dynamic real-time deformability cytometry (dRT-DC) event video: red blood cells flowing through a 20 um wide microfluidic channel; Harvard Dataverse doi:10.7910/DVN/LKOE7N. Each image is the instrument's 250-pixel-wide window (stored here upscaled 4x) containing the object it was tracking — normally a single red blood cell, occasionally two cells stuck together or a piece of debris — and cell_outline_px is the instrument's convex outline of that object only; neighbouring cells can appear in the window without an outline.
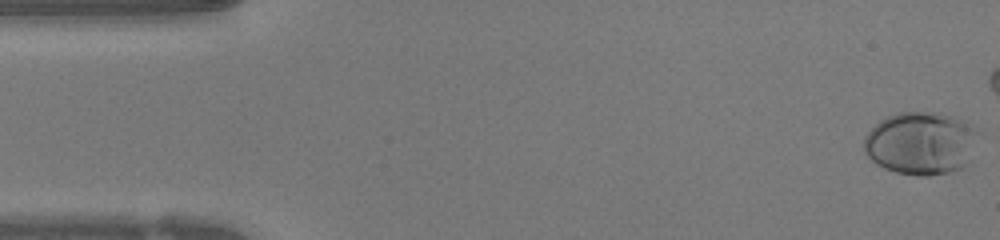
{"species": "human", "species_latin": "Homo sapiens", "temperature_condition": "warm", "stored_images_in_passage": 39, "camera_frame_rate_fps": 3000, "um_per_image_px": 0.085, "donor": {"sex": "female"}, "frame": {"image": 1, "passage_image": 1, "time_ms": 0.0, "image_size_px": [1000, 240], "cell_outline_px": [[976, 132], [964, 168], [948, 172], [928, 176], [920, 176], [896, 172], [884, 168], [876, 164], [864, 152], [864, 136], [880, 120], [888, 116], [900, 112], [932, 112], [952, 116], [964, 120]], "centroid_in_image_um": [78.19, 12.18], "position_along_channel_um": 6.8, "area_um2": 41.15}}
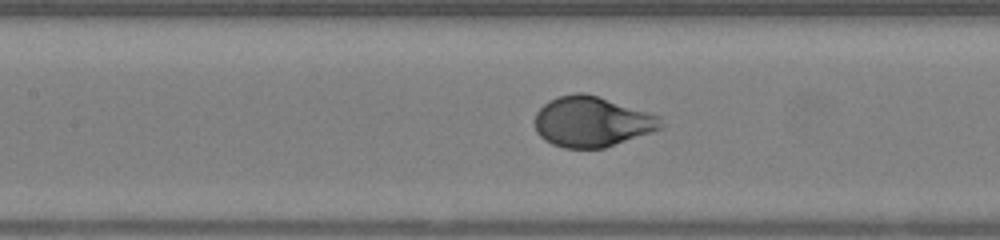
{"frame": {"image": 2, "passage_image": 21, "time_ms": 6.667, "image_size_px": [1000, 240], "cell_outline_px": [[660, 128], [652, 132], [604, 148], [564, 148], [552, 144], [544, 140], [536, 132], [536, 112], [548, 100], [556, 96], [576, 92], [584, 92], [660, 116]], "centroid_in_image_um": [50.26, 10.34], "position_along_channel_um": 157.1, "area_um2": 36.7}}
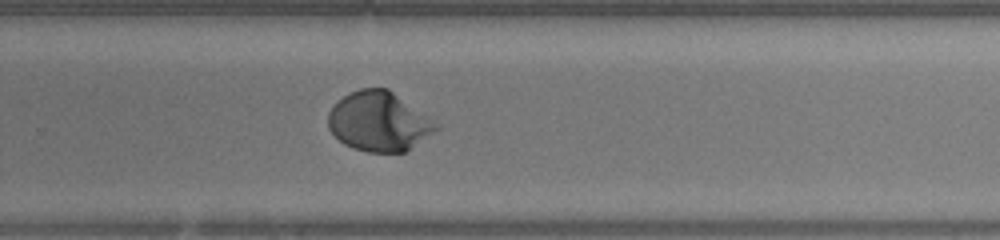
{"frame": {"image": 3, "passage_image": 31, "time_ms": 10.0, "image_size_px": [1000, 240], "cell_outline_px": [[440, 128], [404, 152], [368, 152], [352, 148], [344, 144], [328, 128], [328, 112], [332, 104], [348, 92], [360, 88], [388, 88]], "centroid_in_image_um": [32.11, 10.32], "position_along_channel_um": 297.7, "area_um2": 36.82}}